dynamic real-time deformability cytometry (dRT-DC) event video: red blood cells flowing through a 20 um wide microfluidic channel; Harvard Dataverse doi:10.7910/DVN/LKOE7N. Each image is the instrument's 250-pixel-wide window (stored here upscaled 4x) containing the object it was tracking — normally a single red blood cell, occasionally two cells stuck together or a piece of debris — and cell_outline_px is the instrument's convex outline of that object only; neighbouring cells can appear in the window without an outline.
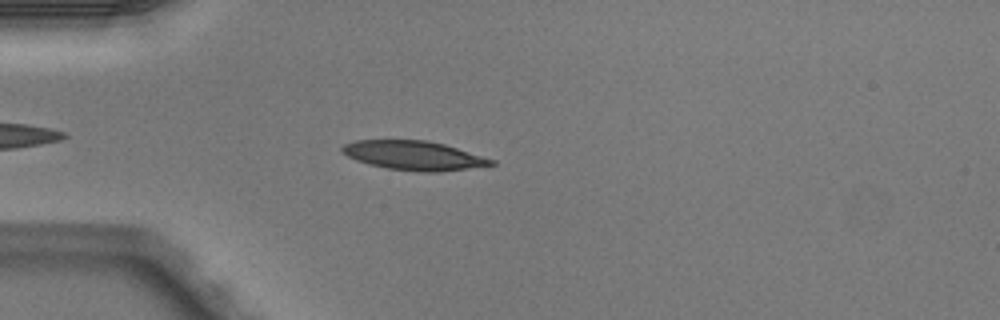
{"species": "Egyptian fruit bat (a non-hibernating species)", "species_latin": "Rousettus aegyptiacus", "temperature_condition": "warm", "stored_images_in_passage": 4, "camera_frame_rate_fps": 3000, "um_per_image_px": 0.085, "animal": {"sex": "male"}, "frame": {"image": 1, "passage_image": 4, "time_ms": 1.0, "image_size_px": [1000, 320], "cell_outline_px": [[496, 164], [440, 172], [424, 172], [388, 168], [368, 164], [356, 160], [340, 152], [340, 148], [344, 144], [356, 140], [428, 140], [444, 144], [496, 160]], "centroid_in_image_um": [35.16, 13.21], "position_along_channel_um": 49.8, "area_um2": 25.26}}